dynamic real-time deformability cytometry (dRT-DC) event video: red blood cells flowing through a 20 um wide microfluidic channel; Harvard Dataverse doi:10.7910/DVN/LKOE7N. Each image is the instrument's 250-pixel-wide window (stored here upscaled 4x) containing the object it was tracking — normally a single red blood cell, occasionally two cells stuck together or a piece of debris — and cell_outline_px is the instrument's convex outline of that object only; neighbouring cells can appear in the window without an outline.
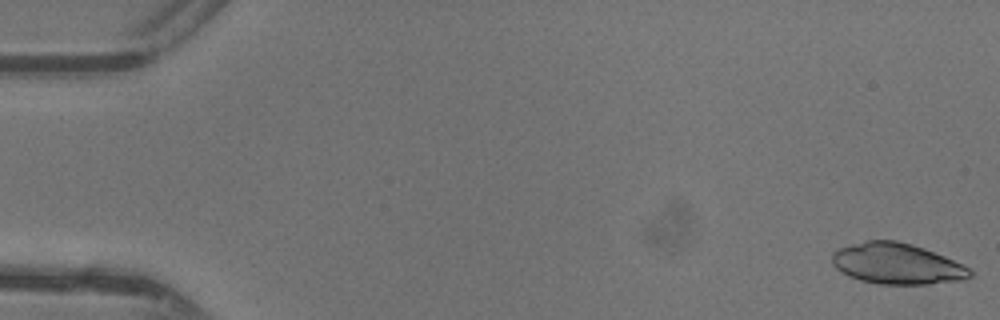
{"species": "common noctule bat (a hibernating species)", "species_latin": "Nyctalus noctula", "temperature_condition": "warm", "stored_images_in_passage": 47, "camera_frame_rate_fps": 3000, "um_per_image_px": 0.085, "animal": {"sex": "female"}, "frame": {"image": 1, "passage_image": 1, "time_ms": 0.0, "image_size_px": [1000, 320], "cell_outline_px": [[972, 276], [960, 280], [928, 284], [876, 284], [860, 280], [848, 276], [840, 272], [832, 264], [832, 252], [840, 248], [864, 240], [896, 240], [912, 244], [924, 248], [944, 256], [968, 268], [972, 272]], "centroid_in_image_um": [76.19, 22.41], "position_along_channel_um": 8.8, "area_um2": 32.83}}
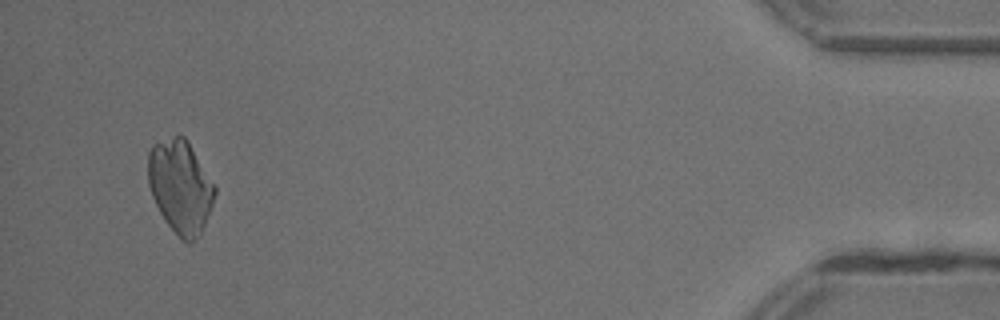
{"frame": {"image": 2, "passage_image": 45, "time_ms": 14.667, "image_size_px": [1000, 320], "cell_outline_px": [[216, 192], [212, 204], [204, 224], [200, 232], [192, 244], [188, 244], [164, 220], [152, 196], [148, 184], [148, 152], [152, 144], [176, 136], [184, 136], [216, 188]], "centroid_in_image_um": [15.3, 15.86], "position_along_channel_um": 419.9, "area_um2": 35.37}}